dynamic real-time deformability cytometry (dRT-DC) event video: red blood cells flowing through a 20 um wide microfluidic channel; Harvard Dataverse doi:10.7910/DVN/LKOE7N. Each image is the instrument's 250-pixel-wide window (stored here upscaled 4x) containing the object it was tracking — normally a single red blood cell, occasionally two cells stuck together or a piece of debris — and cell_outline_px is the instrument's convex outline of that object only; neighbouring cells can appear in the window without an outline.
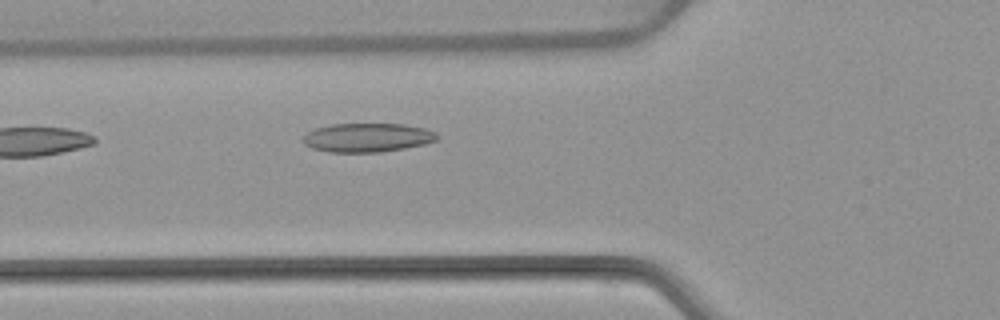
{"species": "common noctule bat (a hibernating species)", "species_latin": "Nyctalus noctula", "temperature_condition": "warm", "stored_images_in_passage": 5, "camera_frame_rate_fps": 3000, "um_per_image_px": 0.085, "animal": {"sex": "female", "body_mass_g": 22.7, "forearm_length_mm": 54.2}, "frame": {"image": 1, "passage_image": 5, "time_ms": 5.0, "image_size_px": [1000, 320], "cell_outline_px": [[440, 136], [436, 140], [424, 144], [404, 148], [380, 152], [328, 152], [312, 148], [304, 144], [300, 140], [308, 132], [316, 128], [332, 124], [404, 124], [424, 128], [436, 132]], "centroid_in_image_um": [31.22, 11.69], "position_along_channel_um": 94.6, "area_um2": 22.6}}